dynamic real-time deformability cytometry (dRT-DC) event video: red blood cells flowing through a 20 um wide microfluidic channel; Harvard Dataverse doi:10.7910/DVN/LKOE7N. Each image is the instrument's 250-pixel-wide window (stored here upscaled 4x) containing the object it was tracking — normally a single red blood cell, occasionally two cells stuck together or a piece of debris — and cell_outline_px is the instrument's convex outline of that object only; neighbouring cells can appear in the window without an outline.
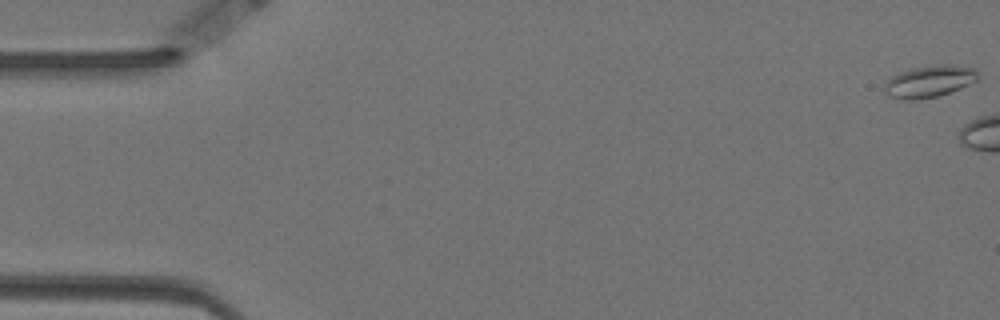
{"species": "Egyptian fruit bat (a non-hibernating species)", "species_latin": "Rousettus aegyptiacus", "temperature_condition": "warm", "stored_images_in_passage": 5, "camera_frame_rate_fps": 3000, "um_per_image_px": 0.085, "animal": {"sex": "female"}, "frame": {"image": 1, "passage_image": 1, "time_ms": 0.0, "image_size_px": [1000, 320], "cell_outline_px": [[980, 80], [940, 96], [916, 100], [908, 100], [888, 96], [884, 88], [884, 84], [892, 76], [900, 72], [916, 68], [944, 64], [952, 64], [972, 68], [980, 76]], "centroid_in_image_um": [79.03, 6.93], "position_along_channel_um": 6.0, "area_um2": 17.28}}